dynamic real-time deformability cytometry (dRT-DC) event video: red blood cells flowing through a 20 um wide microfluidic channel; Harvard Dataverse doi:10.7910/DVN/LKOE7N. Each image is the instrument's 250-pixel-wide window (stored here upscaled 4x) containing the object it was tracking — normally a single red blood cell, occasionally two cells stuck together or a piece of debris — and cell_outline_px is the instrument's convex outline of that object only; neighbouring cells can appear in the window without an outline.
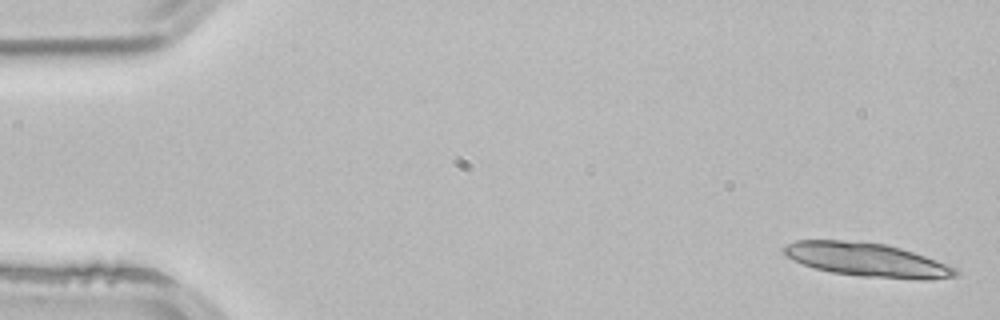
{"species": "common noctule bat (a hibernating species)", "species_latin": "Nyctalus noctula", "temperature_condition": "room temperature", "stored_images_in_passage": 3, "camera_frame_rate_fps": 3000, "um_per_image_px": 0.085, "animal": {"sex": "male", "body_mass_g": 21.5, "forearm_length_mm": 52.0}, "frame": {"image": 1, "passage_image": 1, "time_ms": 0.0, "image_size_px": [1000, 320], "cell_outline_px": [[960, 272], [956, 276], [924, 280], [920, 280], [860, 276], [832, 272], [816, 268], [804, 264], [788, 256], [780, 248], [796, 240], [840, 240], [884, 244], [900, 248], [936, 260], [956, 268]], "centroid_in_image_um": [73.72, 22.09], "position_along_channel_um": 11.3, "area_um2": 33.23}}